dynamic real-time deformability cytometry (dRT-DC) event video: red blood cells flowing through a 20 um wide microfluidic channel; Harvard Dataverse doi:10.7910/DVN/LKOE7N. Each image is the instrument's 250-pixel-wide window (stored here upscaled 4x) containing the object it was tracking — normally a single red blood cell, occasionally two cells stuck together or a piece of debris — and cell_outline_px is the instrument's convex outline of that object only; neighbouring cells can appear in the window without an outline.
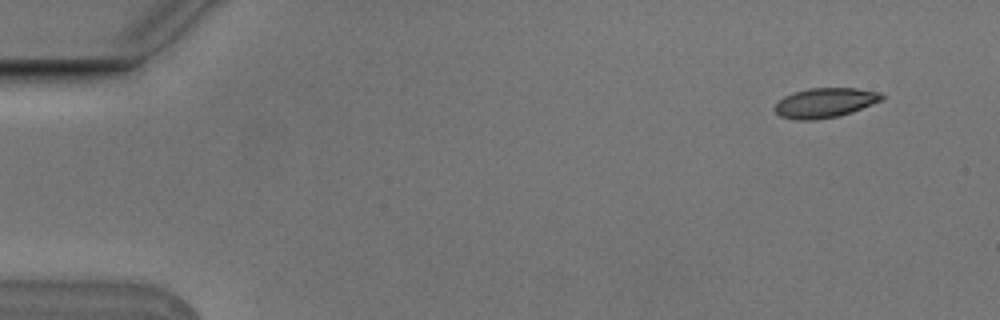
{"species": "Egyptian fruit bat (a non-hibernating species)", "species_latin": "Rousettus aegyptiacus", "temperature_condition": "cold", "stored_images_in_passage": 5, "camera_frame_rate_fps": 3000, "um_per_image_px": 0.085, "animal": {"sex": "male"}, "frame": {"image": 1, "passage_image": 1, "time_ms": 0.0, "image_size_px": [1000, 320], "cell_outline_px": [[884, 100], [852, 112], [840, 116], [812, 120], [796, 120], [780, 116], [772, 108], [784, 96], [792, 92], [808, 88], [856, 88], [880, 92], [884, 96]], "centroid_in_image_um": [70.13, 8.73], "position_along_channel_um": 14.9, "area_um2": 18.73}}
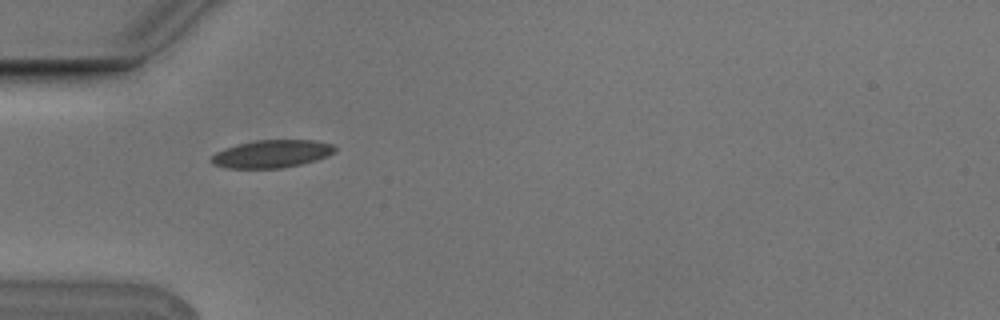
{"frame": {"image": 2, "passage_image": 4, "time_ms": 1.0, "image_size_px": [1000, 320], "cell_outline_px": [[336, 148], [328, 156], [300, 164], [280, 168], [228, 168], [212, 164], [212, 156], [216, 152], [224, 148], [256, 140], [316, 140], [332, 144]], "centroid_in_image_um": [23.09, 13.07], "position_along_channel_um": 61.9, "area_um2": 19.71}}